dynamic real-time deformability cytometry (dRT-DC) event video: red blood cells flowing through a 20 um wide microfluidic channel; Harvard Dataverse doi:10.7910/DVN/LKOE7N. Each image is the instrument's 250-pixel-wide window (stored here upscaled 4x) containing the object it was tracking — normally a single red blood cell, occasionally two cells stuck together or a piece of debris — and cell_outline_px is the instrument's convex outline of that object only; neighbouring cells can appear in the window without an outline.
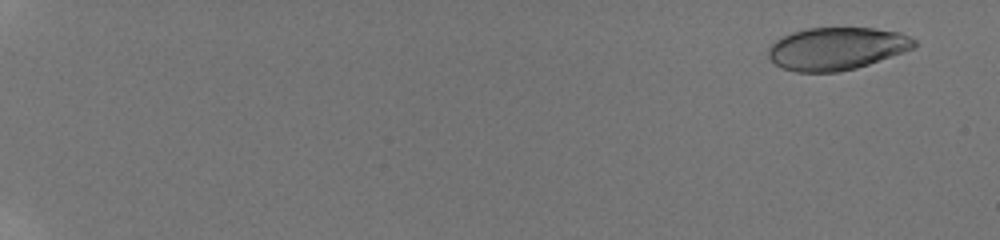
{"species": "human", "species_latin": "Homo sapiens", "temperature_condition": "room temperature", "stored_images_in_passage": 15, "camera_frame_rate_fps": 3000, "um_per_image_px": 0.085, "donor": {"sex": "male"}, "frame": {"image": 1, "passage_image": 4, "time_ms": 1.0, "image_size_px": [1000, 240], "cell_outline_px": [[920, 44], [916, 48], [856, 68], [840, 72], [796, 72], [784, 68], [776, 64], [768, 56], [768, 48], [776, 40], [792, 32], [808, 28], [876, 28], [900, 32], [916, 40]], "centroid_in_image_um": [71.16, 4.13], "position_along_channel_um": 13.8, "area_um2": 36.3}}
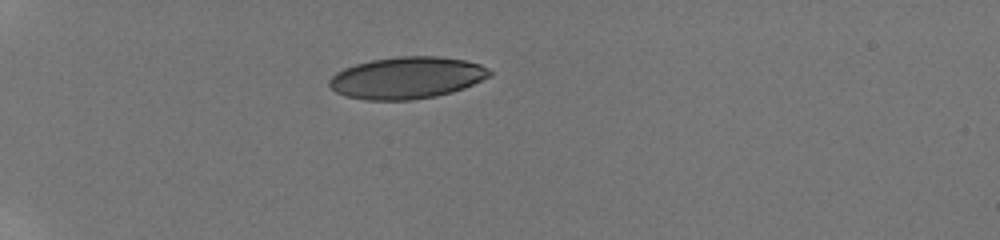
{"frame": {"image": 2, "passage_image": 13, "time_ms": 6.333, "image_size_px": [1000, 240], "cell_outline_px": [[492, 76], [464, 88], [452, 92], [436, 96], [412, 100], [364, 100], [344, 96], [336, 92], [328, 84], [328, 80], [336, 72], [344, 68], [356, 64], [372, 60], [400, 56], [440, 56], [464, 60], [480, 64], [488, 68], [492, 72]], "centroid_in_image_um": [34.59, 6.62], "position_along_channel_um": 50.4, "area_um2": 39.3}}
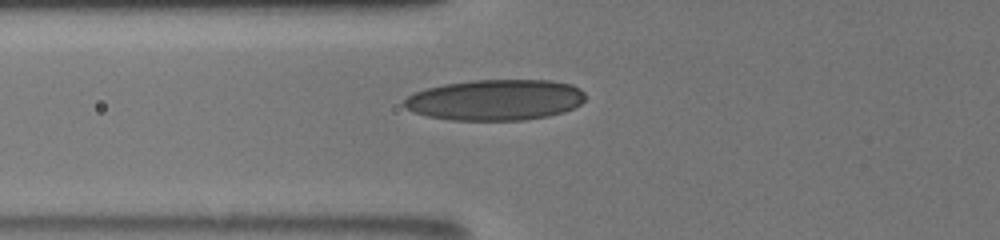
{"frame": {"image": 3, "passage_image": 15, "time_ms": 8.333, "image_size_px": [1000, 240], "cell_outline_px": [[584, 100], [580, 104], [564, 112], [548, 116], [524, 120], [452, 120], [428, 116], [412, 112], [404, 108], [400, 104], [412, 92], [424, 88], [444, 84], [472, 80], [552, 80], [572, 84], [580, 88], [584, 92]], "centroid_in_image_um": [42.06, 8.48], "position_along_channel_um": 83.7, "area_um2": 43.58}}